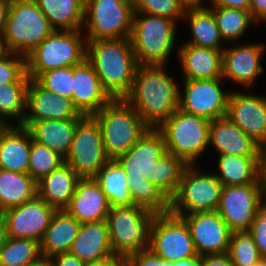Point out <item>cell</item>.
<instances>
[{
	"mask_svg": "<svg viewBox=\"0 0 266 266\" xmlns=\"http://www.w3.org/2000/svg\"><path fill=\"white\" fill-rule=\"evenodd\" d=\"M189 27L191 39H185L180 43L191 44L197 47L222 50L226 46L222 39L213 11L207 6L188 8L182 19Z\"/></svg>",
	"mask_w": 266,
	"mask_h": 266,
	"instance_id": "cell-30",
	"label": "cell"
},
{
	"mask_svg": "<svg viewBox=\"0 0 266 266\" xmlns=\"http://www.w3.org/2000/svg\"><path fill=\"white\" fill-rule=\"evenodd\" d=\"M55 30H82L85 0H35Z\"/></svg>",
	"mask_w": 266,
	"mask_h": 266,
	"instance_id": "cell-34",
	"label": "cell"
},
{
	"mask_svg": "<svg viewBox=\"0 0 266 266\" xmlns=\"http://www.w3.org/2000/svg\"><path fill=\"white\" fill-rule=\"evenodd\" d=\"M264 203L259 183L223 186L216 211L232 232L249 231Z\"/></svg>",
	"mask_w": 266,
	"mask_h": 266,
	"instance_id": "cell-14",
	"label": "cell"
},
{
	"mask_svg": "<svg viewBox=\"0 0 266 266\" xmlns=\"http://www.w3.org/2000/svg\"><path fill=\"white\" fill-rule=\"evenodd\" d=\"M56 209L40 197L2 212L9 238L33 239L41 242Z\"/></svg>",
	"mask_w": 266,
	"mask_h": 266,
	"instance_id": "cell-18",
	"label": "cell"
},
{
	"mask_svg": "<svg viewBox=\"0 0 266 266\" xmlns=\"http://www.w3.org/2000/svg\"><path fill=\"white\" fill-rule=\"evenodd\" d=\"M11 125L0 116V138Z\"/></svg>",
	"mask_w": 266,
	"mask_h": 266,
	"instance_id": "cell-59",
	"label": "cell"
},
{
	"mask_svg": "<svg viewBox=\"0 0 266 266\" xmlns=\"http://www.w3.org/2000/svg\"><path fill=\"white\" fill-rule=\"evenodd\" d=\"M40 258H42L40 242L8 237L0 251V266H25Z\"/></svg>",
	"mask_w": 266,
	"mask_h": 266,
	"instance_id": "cell-39",
	"label": "cell"
},
{
	"mask_svg": "<svg viewBox=\"0 0 266 266\" xmlns=\"http://www.w3.org/2000/svg\"><path fill=\"white\" fill-rule=\"evenodd\" d=\"M51 266H84V262L80 261L70 252L55 255L49 258Z\"/></svg>",
	"mask_w": 266,
	"mask_h": 266,
	"instance_id": "cell-49",
	"label": "cell"
},
{
	"mask_svg": "<svg viewBox=\"0 0 266 266\" xmlns=\"http://www.w3.org/2000/svg\"><path fill=\"white\" fill-rule=\"evenodd\" d=\"M65 163V158L49 147L31 141L28 173L37 182Z\"/></svg>",
	"mask_w": 266,
	"mask_h": 266,
	"instance_id": "cell-40",
	"label": "cell"
},
{
	"mask_svg": "<svg viewBox=\"0 0 266 266\" xmlns=\"http://www.w3.org/2000/svg\"><path fill=\"white\" fill-rule=\"evenodd\" d=\"M204 170L198 164L185 168L179 187L170 198V214L186 215L217 210L223 185L214 171L209 173Z\"/></svg>",
	"mask_w": 266,
	"mask_h": 266,
	"instance_id": "cell-9",
	"label": "cell"
},
{
	"mask_svg": "<svg viewBox=\"0 0 266 266\" xmlns=\"http://www.w3.org/2000/svg\"><path fill=\"white\" fill-rule=\"evenodd\" d=\"M213 11L220 35L225 44L241 43L249 31L251 25L257 23L250 16L247 10H240L228 7H208ZM229 42V43H228Z\"/></svg>",
	"mask_w": 266,
	"mask_h": 266,
	"instance_id": "cell-35",
	"label": "cell"
},
{
	"mask_svg": "<svg viewBox=\"0 0 266 266\" xmlns=\"http://www.w3.org/2000/svg\"><path fill=\"white\" fill-rule=\"evenodd\" d=\"M128 190L136 206L158 214H167L170 210V199L145 176L144 179H128Z\"/></svg>",
	"mask_w": 266,
	"mask_h": 266,
	"instance_id": "cell-36",
	"label": "cell"
},
{
	"mask_svg": "<svg viewBox=\"0 0 266 266\" xmlns=\"http://www.w3.org/2000/svg\"><path fill=\"white\" fill-rule=\"evenodd\" d=\"M69 252L84 263L99 262L115 256L110 246L106 220L81 224Z\"/></svg>",
	"mask_w": 266,
	"mask_h": 266,
	"instance_id": "cell-26",
	"label": "cell"
},
{
	"mask_svg": "<svg viewBox=\"0 0 266 266\" xmlns=\"http://www.w3.org/2000/svg\"><path fill=\"white\" fill-rule=\"evenodd\" d=\"M81 223L63 210H56L40 242L42 257L51 258L69 252Z\"/></svg>",
	"mask_w": 266,
	"mask_h": 266,
	"instance_id": "cell-28",
	"label": "cell"
},
{
	"mask_svg": "<svg viewBox=\"0 0 266 266\" xmlns=\"http://www.w3.org/2000/svg\"><path fill=\"white\" fill-rule=\"evenodd\" d=\"M9 8H10V3H0V34L1 35H3V32L5 30Z\"/></svg>",
	"mask_w": 266,
	"mask_h": 266,
	"instance_id": "cell-54",
	"label": "cell"
},
{
	"mask_svg": "<svg viewBox=\"0 0 266 266\" xmlns=\"http://www.w3.org/2000/svg\"><path fill=\"white\" fill-rule=\"evenodd\" d=\"M86 44L82 30H54L25 57L27 75L36 79L41 73L82 63Z\"/></svg>",
	"mask_w": 266,
	"mask_h": 266,
	"instance_id": "cell-6",
	"label": "cell"
},
{
	"mask_svg": "<svg viewBox=\"0 0 266 266\" xmlns=\"http://www.w3.org/2000/svg\"><path fill=\"white\" fill-rule=\"evenodd\" d=\"M258 183L264 202H266V145L260 146L258 156Z\"/></svg>",
	"mask_w": 266,
	"mask_h": 266,
	"instance_id": "cell-47",
	"label": "cell"
},
{
	"mask_svg": "<svg viewBox=\"0 0 266 266\" xmlns=\"http://www.w3.org/2000/svg\"><path fill=\"white\" fill-rule=\"evenodd\" d=\"M6 54H8V51L5 47L3 35L0 34V59L3 58Z\"/></svg>",
	"mask_w": 266,
	"mask_h": 266,
	"instance_id": "cell-58",
	"label": "cell"
},
{
	"mask_svg": "<svg viewBox=\"0 0 266 266\" xmlns=\"http://www.w3.org/2000/svg\"><path fill=\"white\" fill-rule=\"evenodd\" d=\"M8 238L7 224L4 215L0 212V251L3 249Z\"/></svg>",
	"mask_w": 266,
	"mask_h": 266,
	"instance_id": "cell-55",
	"label": "cell"
},
{
	"mask_svg": "<svg viewBox=\"0 0 266 266\" xmlns=\"http://www.w3.org/2000/svg\"><path fill=\"white\" fill-rule=\"evenodd\" d=\"M185 9L205 6L206 0H178Z\"/></svg>",
	"mask_w": 266,
	"mask_h": 266,
	"instance_id": "cell-56",
	"label": "cell"
},
{
	"mask_svg": "<svg viewBox=\"0 0 266 266\" xmlns=\"http://www.w3.org/2000/svg\"><path fill=\"white\" fill-rule=\"evenodd\" d=\"M177 59L182 80L222 78L223 51L179 43Z\"/></svg>",
	"mask_w": 266,
	"mask_h": 266,
	"instance_id": "cell-22",
	"label": "cell"
},
{
	"mask_svg": "<svg viewBox=\"0 0 266 266\" xmlns=\"http://www.w3.org/2000/svg\"><path fill=\"white\" fill-rule=\"evenodd\" d=\"M25 266H51L49 259L46 257L40 258L38 261Z\"/></svg>",
	"mask_w": 266,
	"mask_h": 266,
	"instance_id": "cell-57",
	"label": "cell"
},
{
	"mask_svg": "<svg viewBox=\"0 0 266 266\" xmlns=\"http://www.w3.org/2000/svg\"><path fill=\"white\" fill-rule=\"evenodd\" d=\"M26 72V58L15 53H8L0 59V84L29 83Z\"/></svg>",
	"mask_w": 266,
	"mask_h": 266,
	"instance_id": "cell-44",
	"label": "cell"
},
{
	"mask_svg": "<svg viewBox=\"0 0 266 266\" xmlns=\"http://www.w3.org/2000/svg\"><path fill=\"white\" fill-rule=\"evenodd\" d=\"M261 22L263 24L266 23V15L261 19V21L257 24V26L260 25V24H262Z\"/></svg>",
	"mask_w": 266,
	"mask_h": 266,
	"instance_id": "cell-61",
	"label": "cell"
},
{
	"mask_svg": "<svg viewBox=\"0 0 266 266\" xmlns=\"http://www.w3.org/2000/svg\"><path fill=\"white\" fill-rule=\"evenodd\" d=\"M202 266H234L228 254L202 256Z\"/></svg>",
	"mask_w": 266,
	"mask_h": 266,
	"instance_id": "cell-50",
	"label": "cell"
},
{
	"mask_svg": "<svg viewBox=\"0 0 266 266\" xmlns=\"http://www.w3.org/2000/svg\"><path fill=\"white\" fill-rule=\"evenodd\" d=\"M227 254L234 266H253L264 259L248 231L232 232Z\"/></svg>",
	"mask_w": 266,
	"mask_h": 266,
	"instance_id": "cell-41",
	"label": "cell"
},
{
	"mask_svg": "<svg viewBox=\"0 0 266 266\" xmlns=\"http://www.w3.org/2000/svg\"><path fill=\"white\" fill-rule=\"evenodd\" d=\"M70 98L58 96L31 79L26 93V113L23 121L66 120L83 118Z\"/></svg>",
	"mask_w": 266,
	"mask_h": 266,
	"instance_id": "cell-20",
	"label": "cell"
},
{
	"mask_svg": "<svg viewBox=\"0 0 266 266\" xmlns=\"http://www.w3.org/2000/svg\"><path fill=\"white\" fill-rule=\"evenodd\" d=\"M253 266H266V259H262L260 262L254 264Z\"/></svg>",
	"mask_w": 266,
	"mask_h": 266,
	"instance_id": "cell-60",
	"label": "cell"
},
{
	"mask_svg": "<svg viewBox=\"0 0 266 266\" xmlns=\"http://www.w3.org/2000/svg\"><path fill=\"white\" fill-rule=\"evenodd\" d=\"M80 179L71 167L64 163L37 181V196L56 210H63L74 195Z\"/></svg>",
	"mask_w": 266,
	"mask_h": 266,
	"instance_id": "cell-29",
	"label": "cell"
},
{
	"mask_svg": "<svg viewBox=\"0 0 266 266\" xmlns=\"http://www.w3.org/2000/svg\"><path fill=\"white\" fill-rule=\"evenodd\" d=\"M177 25L166 17L134 12L130 40L138 65L170 64L179 45Z\"/></svg>",
	"mask_w": 266,
	"mask_h": 266,
	"instance_id": "cell-3",
	"label": "cell"
},
{
	"mask_svg": "<svg viewBox=\"0 0 266 266\" xmlns=\"http://www.w3.org/2000/svg\"><path fill=\"white\" fill-rule=\"evenodd\" d=\"M230 89L226 116L260 146L266 145V95Z\"/></svg>",
	"mask_w": 266,
	"mask_h": 266,
	"instance_id": "cell-17",
	"label": "cell"
},
{
	"mask_svg": "<svg viewBox=\"0 0 266 266\" xmlns=\"http://www.w3.org/2000/svg\"><path fill=\"white\" fill-rule=\"evenodd\" d=\"M155 216L154 212L136 205L111 208L106 222L114 255L127 258L148 249Z\"/></svg>",
	"mask_w": 266,
	"mask_h": 266,
	"instance_id": "cell-8",
	"label": "cell"
},
{
	"mask_svg": "<svg viewBox=\"0 0 266 266\" xmlns=\"http://www.w3.org/2000/svg\"><path fill=\"white\" fill-rule=\"evenodd\" d=\"M207 7H228L249 11L250 0H206Z\"/></svg>",
	"mask_w": 266,
	"mask_h": 266,
	"instance_id": "cell-48",
	"label": "cell"
},
{
	"mask_svg": "<svg viewBox=\"0 0 266 266\" xmlns=\"http://www.w3.org/2000/svg\"><path fill=\"white\" fill-rule=\"evenodd\" d=\"M81 119L23 121L22 126L29 130L33 141L49 147L66 158Z\"/></svg>",
	"mask_w": 266,
	"mask_h": 266,
	"instance_id": "cell-25",
	"label": "cell"
},
{
	"mask_svg": "<svg viewBox=\"0 0 266 266\" xmlns=\"http://www.w3.org/2000/svg\"><path fill=\"white\" fill-rule=\"evenodd\" d=\"M210 122L178 108L158 128L164 136L166 151L187 165L199 164L209 149Z\"/></svg>",
	"mask_w": 266,
	"mask_h": 266,
	"instance_id": "cell-5",
	"label": "cell"
},
{
	"mask_svg": "<svg viewBox=\"0 0 266 266\" xmlns=\"http://www.w3.org/2000/svg\"><path fill=\"white\" fill-rule=\"evenodd\" d=\"M43 88L58 96L71 99L73 90V67L58 68L41 73L35 79Z\"/></svg>",
	"mask_w": 266,
	"mask_h": 266,
	"instance_id": "cell-43",
	"label": "cell"
},
{
	"mask_svg": "<svg viewBox=\"0 0 266 266\" xmlns=\"http://www.w3.org/2000/svg\"><path fill=\"white\" fill-rule=\"evenodd\" d=\"M37 196V182L29 173L0 169V212Z\"/></svg>",
	"mask_w": 266,
	"mask_h": 266,
	"instance_id": "cell-32",
	"label": "cell"
},
{
	"mask_svg": "<svg viewBox=\"0 0 266 266\" xmlns=\"http://www.w3.org/2000/svg\"><path fill=\"white\" fill-rule=\"evenodd\" d=\"M126 261L129 266H174V261H166L149 249L131 254Z\"/></svg>",
	"mask_w": 266,
	"mask_h": 266,
	"instance_id": "cell-46",
	"label": "cell"
},
{
	"mask_svg": "<svg viewBox=\"0 0 266 266\" xmlns=\"http://www.w3.org/2000/svg\"><path fill=\"white\" fill-rule=\"evenodd\" d=\"M93 179L101 187L111 208L135 205L128 190V176L115 159L105 163Z\"/></svg>",
	"mask_w": 266,
	"mask_h": 266,
	"instance_id": "cell-33",
	"label": "cell"
},
{
	"mask_svg": "<svg viewBox=\"0 0 266 266\" xmlns=\"http://www.w3.org/2000/svg\"><path fill=\"white\" fill-rule=\"evenodd\" d=\"M169 65H139L131 92L124 98L149 128L158 129L178 108L180 84Z\"/></svg>",
	"mask_w": 266,
	"mask_h": 266,
	"instance_id": "cell-1",
	"label": "cell"
},
{
	"mask_svg": "<svg viewBox=\"0 0 266 266\" xmlns=\"http://www.w3.org/2000/svg\"><path fill=\"white\" fill-rule=\"evenodd\" d=\"M188 165L167 151L155 161L154 184L170 199L177 191Z\"/></svg>",
	"mask_w": 266,
	"mask_h": 266,
	"instance_id": "cell-38",
	"label": "cell"
},
{
	"mask_svg": "<svg viewBox=\"0 0 266 266\" xmlns=\"http://www.w3.org/2000/svg\"><path fill=\"white\" fill-rule=\"evenodd\" d=\"M166 152L163 134L149 128L126 153L115 160L124 169L128 179H144L154 183L155 161Z\"/></svg>",
	"mask_w": 266,
	"mask_h": 266,
	"instance_id": "cell-19",
	"label": "cell"
},
{
	"mask_svg": "<svg viewBox=\"0 0 266 266\" xmlns=\"http://www.w3.org/2000/svg\"><path fill=\"white\" fill-rule=\"evenodd\" d=\"M32 140L26 127L11 125L0 138V169L28 173Z\"/></svg>",
	"mask_w": 266,
	"mask_h": 266,
	"instance_id": "cell-27",
	"label": "cell"
},
{
	"mask_svg": "<svg viewBox=\"0 0 266 266\" xmlns=\"http://www.w3.org/2000/svg\"><path fill=\"white\" fill-rule=\"evenodd\" d=\"M216 155L259 156L260 145L236 126L227 116L210 122L209 150Z\"/></svg>",
	"mask_w": 266,
	"mask_h": 266,
	"instance_id": "cell-24",
	"label": "cell"
},
{
	"mask_svg": "<svg viewBox=\"0 0 266 266\" xmlns=\"http://www.w3.org/2000/svg\"><path fill=\"white\" fill-rule=\"evenodd\" d=\"M111 209L101 187L93 178L80 179L65 211L81 224L105 221Z\"/></svg>",
	"mask_w": 266,
	"mask_h": 266,
	"instance_id": "cell-23",
	"label": "cell"
},
{
	"mask_svg": "<svg viewBox=\"0 0 266 266\" xmlns=\"http://www.w3.org/2000/svg\"><path fill=\"white\" fill-rule=\"evenodd\" d=\"M12 0H0V3H11Z\"/></svg>",
	"mask_w": 266,
	"mask_h": 266,
	"instance_id": "cell-62",
	"label": "cell"
},
{
	"mask_svg": "<svg viewBox=\"0 0 266 266\" xmlns=\"http://www.w3.org/2000/svg\"><path fill=\"white\" fill-rule=\"evenodd\" d=\"M148 249L166 261H178L197 254L186 223L170 213L158 214L152 221Z\"/></svg>",
	"mask_w": 266,
	"mask_h": 266,
	"instance_id": "cell-12",
	"label": "cell"
},
{
	"mask_svg": "<svg viewBox=\"0 0 266 266\" xmlns=\"http://www.w3.org/2000/svg\"><path fill=\"white\" fill-rule=\"evenodd\" d=\"M250 16L258 24L266 15V0H250Z\"/></svg>",
	"mask_w": 266,
	"mask_h": 266,
	"instance_id": "cell-51",
	"label": "cell"
},
{
	"mask_svg": "<svg viewBox=\"0 0 266 266\" xmlns=\"http://www.w3.org/2000/svg\"><path fill=\"white\" fill-rule=\"evenodd\" d=\"M126 265H127L126 258L120 256H112L108 259L99 262H91L84 264V266H126Z\"/></svg>",
	"mask_w": 266,
	"mask_h": 266,
	"instance_id": "cell-52",
	"label": "cell"
},
{
	"mask_svg": "<svg viewBox=\"0 0 266 266\" xmlns=\"http://www.w3.org/2000/svg\"><path fill=\"white\" fill-rule=\"evenodd\" d=\"M174 266H202V256L196 255L187 259L174 261Z\"/></svg>",
	"mask_w": 266,
	"mask_h": 266,
	"instance_id": "cell-53",
	"label": "cell"
},
{
	"mask_svg": "<svg viewBox=\"0 0 266 266\" xmlns=\"http://www.w3.org/2000/svg\"><path fill=\"white\" fill-rule=\"evenodd\" d=\"M248 232L252 235L260 255L266 259V202L258 209Z\"/></svg>",
	"mask_w": 266,
	"mask_h": 266,
	"instance_id": "cell-45",
	"label": "cell"
},
{
	"mask_svg": "<svg viewBox=\"0 0 266 266\" xmlns=\"http://www.w3.org/2000/svg\"><path fill=\"white\" fill-rule=\"evenodd\" d=\"M242 43L229 44L223 49L222 78L252 91L265 71L261 61L265 59L266 45L263 42Z\"/></svg>",
	"mask_w": 266,
	"mask_h": 266,
	"instance_id": "cell-15",
	"label": "cell"
},
{
	"mask_svg": "<svg viewBox=\"0 0 266 266\" xmlns=\"http://www.w3.org/2000/svg\"><path fill=\"white\" fill-rule=\"evenodd\" d=\"M134 12L166 17L180 24L185 8L178 0H133Z\"/></svg>",
	"mask_w": 266,
	"mask_h": 266,
	"instance_id": "cell-42",
	"label": "cell"
},
{
	"mask_svg": "<svg viewBox=\"0 0 266 266\" xmlns=\"http://www.w3.org/2000/svg\"><path fill=\"white\" fill-rule=\"evenodd\" d=\"M86 60L112 99H124L139 66L130 38L87 41Z\"/></svg>",
	"mask_w": 266,
	"mask_h": 266,
	"instance_id": "cell-2",
	"label": "cell"
},
{
	"mask_svg": "<svg viewBox=\"0 0 266 266\" xmlns=\"http://www.w3.org/2000/svg\"><path fill=\"white\" fill-rule=\"evenodd\" d=\"M111 100L112 98L103 89L95 70L86 59L73 66L71 101L80 114L94 115Z\"/></svg>",
	"mask_w": 266,
	"mask_h": 266,
	"instance_id": "cell-21",
	"label": "cell"
},
{
	"mask_svg": "<svg viewBox=\"0 0 266 266\" xmlns=\"http://www.w3.org/2000/svg\"><path fill=\"white\" fill-rule=\"evenodd\" d=\"M93 116L100 124L103 147L110 159L126 153L149 129L125 99H112Z\"/></svg>",
	"mask_w": 266,
	"mask_h": 266,
	"instance_id": "cell-4",
	"label": "cell"
},
{
	"mask_svg": "<svg viewBox=\"0 0 266 266\" xmlns=\"http://www.w3.org/2000/svg\"><path fill=\"white\" fill-rule=\"evenodd\" d=\"M133 0H85L82 32L86 41L130 38Z\"/></svg>",
	"mask_w": 266,
	"mask_h": 266,
	"instance_id": "cell-10",
	"label": "cell"
},
{
	"mask_svg": "<svg viewBox=\"0 0 266 266\" xmlns=\"http://www.w3.org/2000/svg\"><path fill=\"white\" fill-rule=\"evenodd\" d=\"M217 172L214 174L223 186L258 183V156H216Z\"/></svg>",
	"mask_w": 266,
	"mask_h": 266,
	"instance_id": "cell-31",
	"label": "cell"
},
{
	"mask_svg": "<svg viewBox=\"0 0 266 266\" xmlns=\"http://www.w3.org/2000/svg\"><path fill=\"white\" fill-rule=\"evenodd\" d=\"M182 81L180 87L182 86L183 89L180 88L179 109L204 117L209 121L226 116L231 90L224 88L223 78Z\"/></svg>",
	"mask_w": 266,
	"mask_h": 266,
	"instance_id": "cell-13",
	"label": "cell"
},
{
	"mask_svg": "<svg viewBox=\"0 0 266 266\" xmlns=\"http://www.w3.org/2000/svg\"><path fill=\"white\" fill-rule=\"evenodd\" d=\"M110 158L102 142V130L93 115L84 116L77 124L72 146L65 158L71 169L81 178H94Z\"/></svg>",
	"mask_w": 266,
	"mask_h": 266,
	"instance_id": "cell-11",
	"label": "cell"
},
{
	"mask_svg": "<svg viewBox=\"0 0 266 266\" xmlns=\"http://www.w3.org/2000/svg\"><path fill=\"white\" fill-rule=\"evenodd\" d=\"M29 83L0 84V116L10 125H21L26 113Z\"/></svg>",
	"mask_w": 266,
	"mask_h": 266,
	"instance_id": "cell-37",
	"label": "cell"
},
{
	"mask_svg": "<svg viewBox=\"0 0 266 266\" xmlns=\"http://www.w3.org/2000/svg\"><path fill=\"white\" fill-rule=\"evenodd\" d=\"M174 216L180 217L188 226L198 255L228 253L232 231L217 211Z\"/></svg>",
	"mask_w": 266,
	"mask_h": 266,
	"instance_id": "cell-16",
	"label": "cell"
},
{
	"mask_svg": "<svg viewBox=\"0 0 266 266\" xmlns=\"http://www.w3.org/2000/svg\"><path fill=\"white\" fill-rule=\"evenodd\" d=\"M54 30L35 0H12L3 32L6 50L26 57Z\"/></svg>",
	"mask_w": 266,
	"mask_h": 266,
	"instance_id": "cell-7",
	"label": "cell"
}]
</instances>
